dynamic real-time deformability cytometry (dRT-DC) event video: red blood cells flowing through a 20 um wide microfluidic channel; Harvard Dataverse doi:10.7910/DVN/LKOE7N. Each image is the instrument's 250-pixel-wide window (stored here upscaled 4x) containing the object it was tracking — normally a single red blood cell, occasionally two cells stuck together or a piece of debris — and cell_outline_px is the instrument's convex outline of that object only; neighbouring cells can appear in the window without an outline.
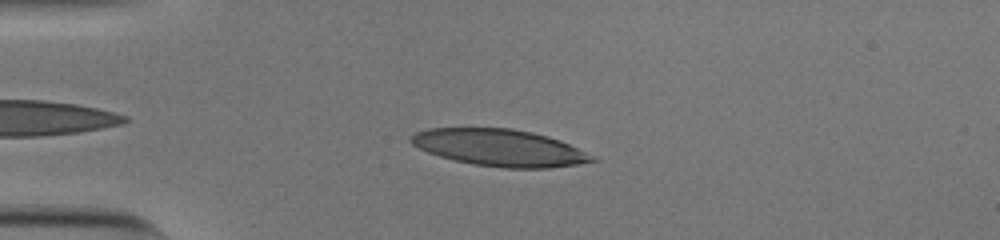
{"species": "human", "species_latin": "Homo sapiens", "temperature_condition": "cold", "stored_images_in_passage": 45, "camera_frame_rate_fps": 3000, "um_per_image_px": 0.085, "donor": {"sex": "male"}, "frame": {"image": 1, "passage_image": 5, "time_ms": 1.333, "image_size_px": [1000, 240], "cell_outline_px": [[600, 160], [580, 164], [548, 168], [504, 168], [472, 164], [440, 156], [428, 152], [412, 144], [408, 140], [408, 136], [416, 132], [428, 128], [512, 128], [532, 132], [548, 136], [560, 140]], "centroid_in_image_um": [42.44, 12.55], "position_along_channel_um": 42.6, "area_um2": 38.84}}
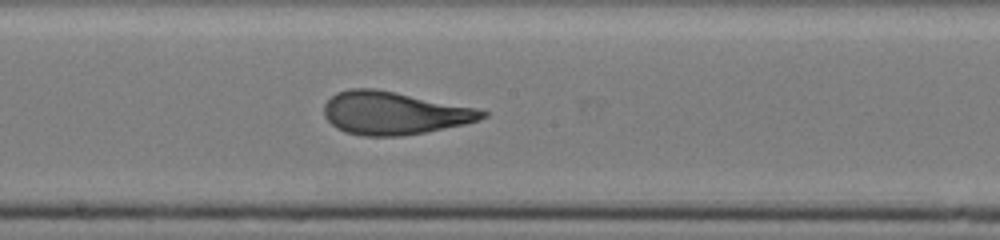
{"frame": {"image": 2, "passage_image": 21, "time_ms": 6.667, "image_size_px": [1000, 240], "cell_outline_px": [[488, 116], [464, 124], [424, 132], [400, 136], [364, 136], [344, 132], [336, 128], [324, 116], [324, 104], [336, 92], [352, 88], [372, 88], [396, 92], [476, 108], [488, 112]], "centroid_in_image_um": [33.45, 9.61], "position_along_channel_um": 214.8, "area_um2": 39.3}}
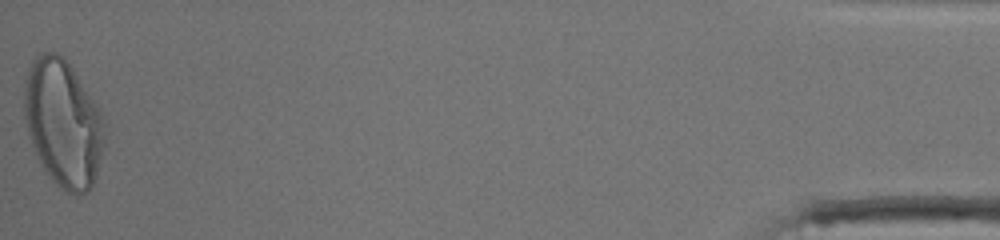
{"frame": {"image": 3, "passage_image": 45, "time_ms": 14.667, "image_size_px": [1000, 240], "cell_outline_px": [[104, 144], [96, 176], [88, 192], [68, 192], [60, 188], [52, 180], [36, 156], [28, 132], [24, 116], [24, 88], [28, 68], [32, 60], [36, 56], [44, 52], [56, 52], [72, 68], [100, 112], [104, 124]], "centroid_in_image_um": [5.34, 10.47], "position_along_channel_um": 429.9, "area_um2": 58.61}, "authors_computed_cell_mechanics": {"area_um2": 39.9976, "velocity_mm_per_s": 3.8074, "shape_relaxation_time_tau1_ms": 4.6456, "shape_relaxation_time_tau2_ms": 1.0712, "deformation_change_tau1": 0.2089, "deformation_change_tau2": 0.0906}}